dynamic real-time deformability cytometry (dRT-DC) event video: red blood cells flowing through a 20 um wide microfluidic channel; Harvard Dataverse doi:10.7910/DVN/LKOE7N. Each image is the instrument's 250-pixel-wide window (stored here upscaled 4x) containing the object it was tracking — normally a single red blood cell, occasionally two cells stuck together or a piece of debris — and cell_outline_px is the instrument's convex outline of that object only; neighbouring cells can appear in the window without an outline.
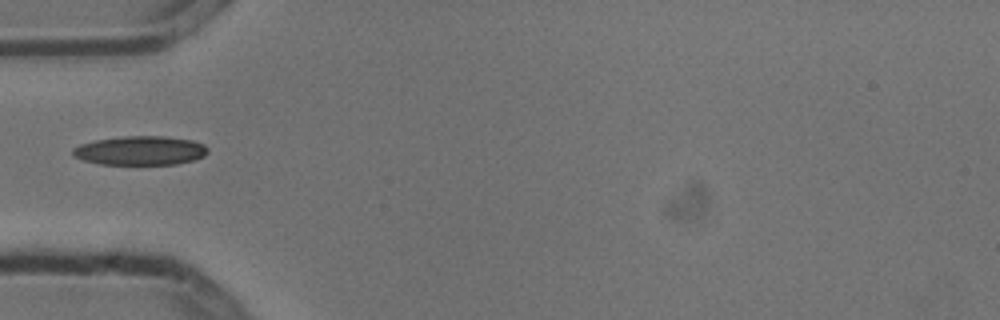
{"species": "common noctule bat (a hibernating species)", "species_latin": "Nyctalus noctula", "temperature_condition": "cold", "stored_images_in_passage": 1, "camera_frame_rate_fps": 3000, "um_per_image_px": 0.085, "animal": {"sex": "male", "body_mass_g": 13.3}, "frame": {"image": 1, "passage_image": 1, "time_ms": 0.0, "image_size_px": [1000, 320], "cell_outline_px": [[208, 152], [204, 156], [196, 160], [176, 164], [100, 164], [84, 160], [72, 156], [72, 148], [80, 144], [96, 140], [124, 136], [164, 136], [192, 140], [204, 144], [208, 148]], "centroid_in_image_um": [11.94, 12.8], "position_along_channel_um": 73.1, "area_um2": 22.95}}